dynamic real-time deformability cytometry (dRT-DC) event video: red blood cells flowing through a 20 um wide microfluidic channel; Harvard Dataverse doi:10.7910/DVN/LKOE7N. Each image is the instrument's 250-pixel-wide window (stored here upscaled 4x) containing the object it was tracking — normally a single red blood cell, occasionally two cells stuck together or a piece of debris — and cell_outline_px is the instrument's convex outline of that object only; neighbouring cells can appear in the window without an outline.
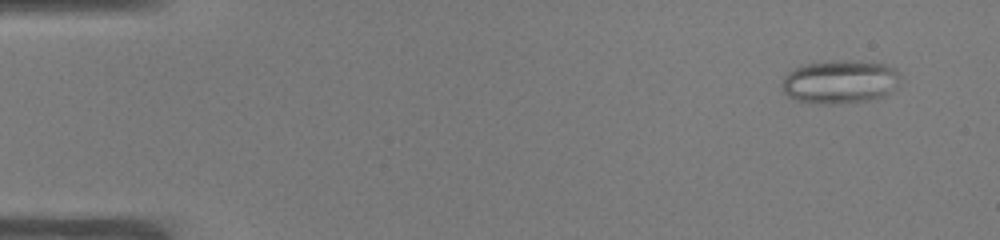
{"species": "common noctule bat (a hibernating species)", "species_latin": "Nyctalus noctula", "temperature_condition": "warm", "stored_images_in_passage": 49, "camera_frame_rate_fps": 3000, "um_per_image_px": 0.085, "animal": {"sex": "male", "body_mass_g": 19.0, "forearm_length_mm": 50.8}, "frame": {"image": 1, "passage_image": 1, "time_ms": 0.0, "image_size_px": [1000, 240], "cell_outline_px": [[900, 76], [896, 84], [884, 96], [868, 100], [832, 104], [816, 104], [796, 100], [788, 96], [784, 92], [780, 84], [784, 76], [788, 72], [804, 64], [832, 60], [860, 60], [884, 64], [896, 68], [900, 72]], "centroid_in_image_um": [71.36, 6.93], "position_along_channel_um": 13.6, "area_um2": 30.17}}
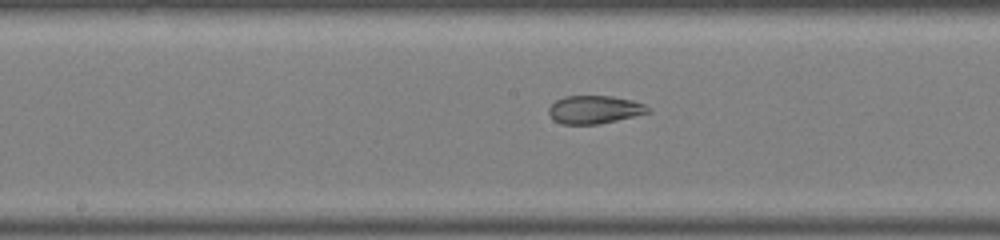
{"frame": {"image": 2, "passage_image": 24, "time_ms": 7.667, "image_size_px": [1000, 240], "cell_outline_px": [[652, 112], [600, 124], [560, 124], [552, 120], [548, 112], [548, 108], [556, 100], [564, 96], [612, 96], [632, 100], [644, 104], [652, 108]], "centroid_in_image_um": [50.54, 9.32], "position_along_channel_um": 197.7, "area_um2": 16.47}}
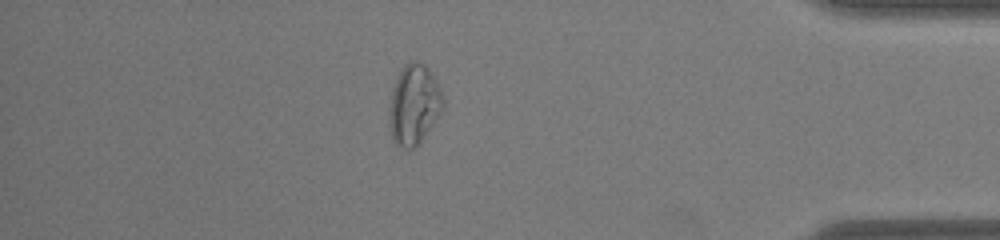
{"frame": {"image": 3, "passage_image": 42, "time_ms": 13.667, "image_size_px": [1000, 240], "cell_outline_px": [[444, 104], [440, 112], [424, 136], [412, 148], [400, 148], [392, 140], [388, 116], [392, 88], [396, 76], [404, 64], [408, 60], [416, 60], [424, 64], [428, 68], [436, 80], [440, 88], [444, 100]], "centroid_in_image_um": [35.15, 8.84], "position_along_channel_um": 400.0, "area_um2": 25.09}, "authors_computed_cell_mechanics": {"area_um2": 21.7906, "velocity_mm_per_s": 3.9424, "shape_relaxation_time_tau1_ms": null, "shape_relaxation_time_tau2_ms": 1.1123, "deformation_change_tau1": null, "deformation_change_tau2": 0.0798}}